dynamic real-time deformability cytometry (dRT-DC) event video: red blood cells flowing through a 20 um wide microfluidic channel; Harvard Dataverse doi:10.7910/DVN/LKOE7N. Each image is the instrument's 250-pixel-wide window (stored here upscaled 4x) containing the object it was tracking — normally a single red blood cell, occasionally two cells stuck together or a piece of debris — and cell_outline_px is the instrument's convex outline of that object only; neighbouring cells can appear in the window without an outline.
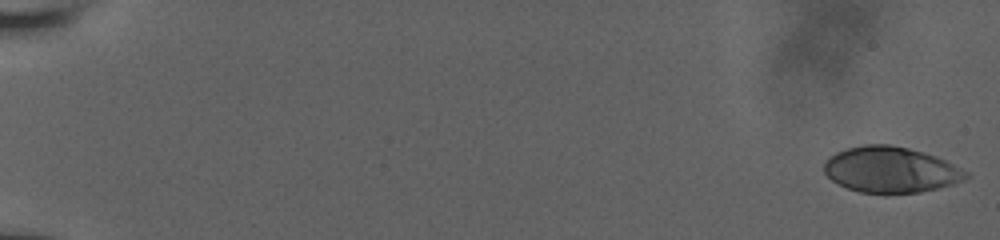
{"species": "human", "species_latin": "Homo sapiens", "temperature_condition": "room temperature", "stored_images_in_passage": 56, "camera_frame_rate_fps": 3000, "um_per_image_px": 0.085, "donor": {"sex": "male"}, "frame": {"image": 1, "passage_image": 1, "time_ms": 0.0, "image_size_px": [1000, 240], "cell_outline_px": [[972, 176], [964, 180], [952, 184], [920, 192], [884, 196], [860, 192], [848, 188], [832, 180], [824, 172], [824, 160], [836, 152], [848, 148], [864, 144], [888, 144], [908, 148], [936, 156], [968, 172]], "centroid_in_image_um": [75.7, 14.45], "position_along_channel_um": 9.3, "area_um2": 38.38}}
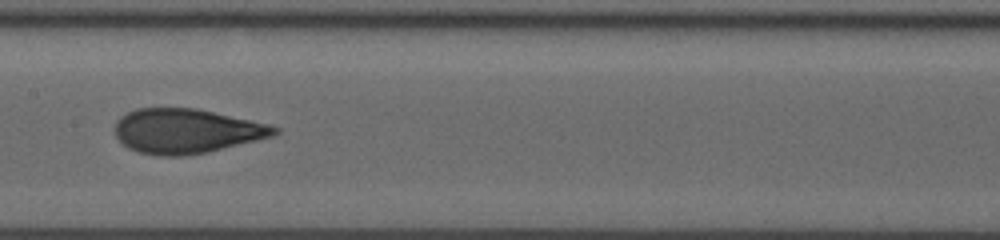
{"frame": {"image": 2, "passage_image": 31, "time_ms": 10.0, "image_size_px": [1000, 240], "cell_outline_px": [[280, 132], [272, 136], [208, 152], [180, 156], [160, 156], [136, 152], [128, 148], [116, 136], [116, 120], [120, 116], [136, 108], [196, 108], [268, 124], [280, 128]], "centroid_in_image_um": [15.82, 11.14], "position_along_channel_um": 191.6, "area_um2": 41.27}}
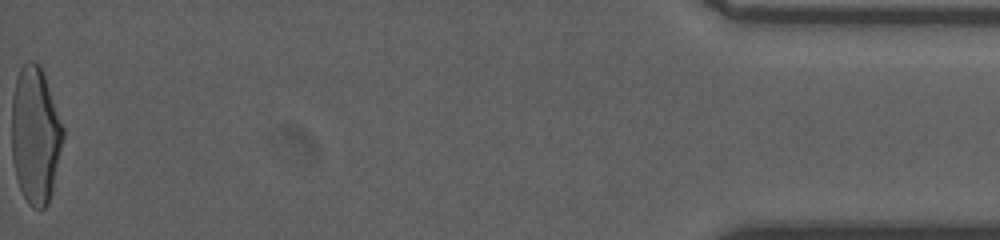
{"frame": {"image": 3, "passage_image": 56, "time_ms": 18.333, "image_size_px": [1000, 240], "cell_outline_px": [[64, 136], [52, 188], [48, 204], [40, 212], [32, 208], [28, 204], [20, 188], [16, 176], [12, 160], [12, 96], [16, 76], [20, 68], [28, 60], [36, 60], [40, 64], [64, 128]], "centroid_in_image_um": [2.99, 11.48], "position_along_channel_um": 432.2, "area_um2": 41.1}, "authors_computed_cell_mechanics": {"area_um2": 40.7201, "velocity_mm_per_s": 3.9466, "shape_relaxation_time_tau1_ms": 5.8149, "shape_relaxation_time_tau2_ms": 1.0139, "deformation_change_tau1": 0.2208, "deformation_change_tau2": 0.082}}